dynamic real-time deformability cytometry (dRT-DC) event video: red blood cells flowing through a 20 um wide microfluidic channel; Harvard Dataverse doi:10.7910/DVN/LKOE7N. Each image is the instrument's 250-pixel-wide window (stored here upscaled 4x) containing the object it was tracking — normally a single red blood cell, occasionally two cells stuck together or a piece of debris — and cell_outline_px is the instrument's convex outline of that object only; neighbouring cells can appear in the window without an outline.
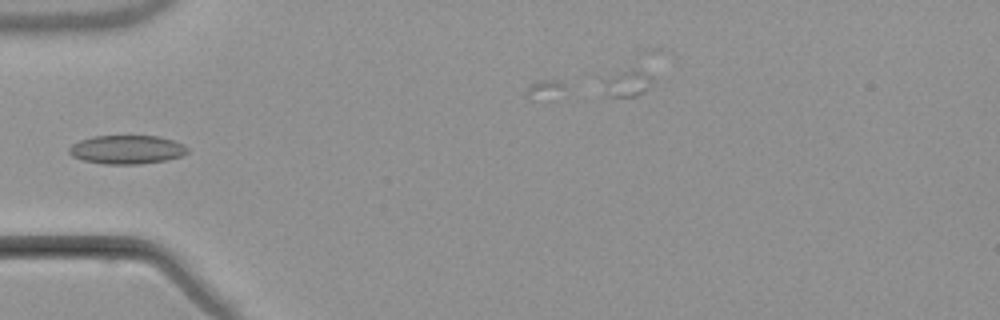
{"species": "common noctule bat (a hibernating species)", "species_latin": "Nyctalus noctula", "temperature_condition": "warm", "stored_images_in_passage": 9, "camera_frame_rate_fps": 3000, "um_per_image_px": 0.085, "animal": {"sex": "male", "body_mass_g": 21.5, "forearm_length_mm": 52.0}, "frame": {"image": 1, "passage_image": 6, "time_ms": 5.667, "image_size_px": [1000, 320], "cell_outline_px": [[188, 152], [180, 156], [164, 160], [140, 164], [104, 164], [84, 160], [72, 156], [68, 152], [68, 148], [72, 144], [80, 140], [92, 136], [156, 136], [172, 140], [184, 144], [188, 148]], "centroid_in_image_um": [10.76, 12.71], "position_along_channel_um": 74.2, "area_um2": 19.71}}